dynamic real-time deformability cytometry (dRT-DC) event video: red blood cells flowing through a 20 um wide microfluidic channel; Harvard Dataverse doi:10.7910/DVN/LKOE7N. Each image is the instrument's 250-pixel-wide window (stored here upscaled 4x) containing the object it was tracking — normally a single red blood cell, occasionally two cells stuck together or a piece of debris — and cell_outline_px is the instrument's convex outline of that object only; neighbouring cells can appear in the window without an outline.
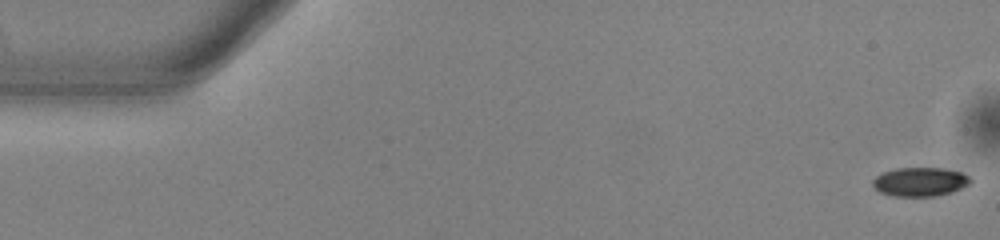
{"species": "common noctule bat (a hibernating species)", "species_latin": "Nyctalus noctula", "temperature_condition": "warm", "stored_images_in_passage": 53, "camera_frame_rate_fps": 3000, "um_per_image_px": 0.085, "animal": {"sex": "male", "body_mass_g": 13.0, "forearm_length_mm": 53.1}, "frame": {"image": 1, "passage_image": 1, "time_ms": 0.0, "image_size_px": [1000, 240], "cell_outline_px": [[972, 180], [968, 184], [952, 192], [936, 196], [892, 196], [880, 192], [872, 184], [872, 180], [876, 176], [884, 172], [896, 168], [944, 168], [964, 172]], "centroid_in_image_um": [78.21, 15.45], "position_along_channel_um": 6.8, "area_um2": 16.47}}
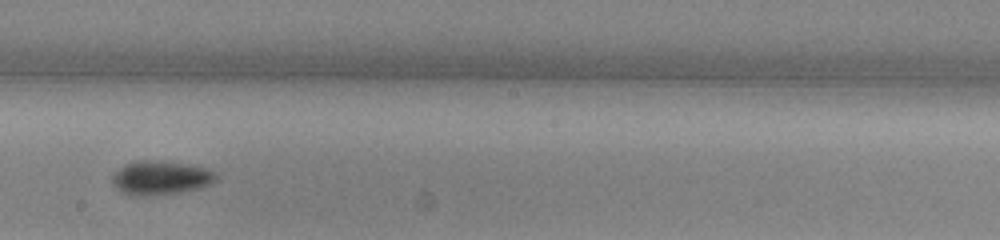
{"frame": {"image": 2, "passage_image": 30, "time_ms": 9.667, "image_size_px": [1000, 240], "cell_outline_px": [[220, 172], [216, 180], [212, 184], [204, 188], [180, 192], [148, 196], [132, 196], [120, 192], [112, 184], [112, 176], [124, 164], [136, 160], [168, 160], [196, 164]], "centroid_in_image_um": [13.74, 15.09], "position_along_channel_um": 234.5, "area_um2": 21.56}}
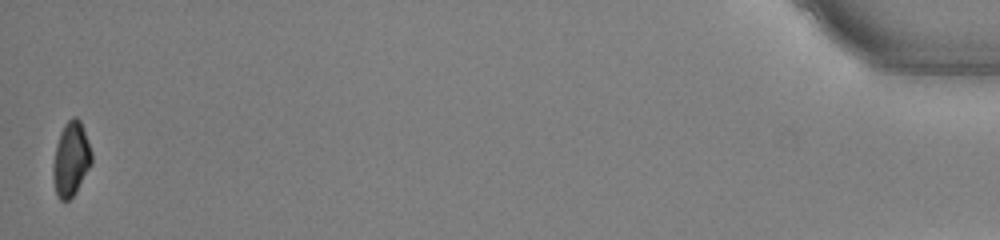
{"frame": {"image": 3, "passage_image": 53, "time_ms": 17.333, "image_size_px": [1000, 240], "cell_outline_px": [[92, 164], [76, 192], [68, 200], [60, 200], [56, 196], [52, 176], [52, 164], [56, 144], [60, 132], [64, 124], [72, 116], [76, 116], [80, 120], [92, 152]], "centroid_in_image_um": [6.02, 13.53], "position_along_channel_um": 429.2, "area_um2": 16.94}, "authors_computed_cell_mechanics": {"area_um2": 18.4382, "velocity_mm_per_s": 3.8576, "shape_relaxation_time_tau1_ms": 2.0099, "shape_relaxation_time_tau2_ms": null, "deformation_change_tau1": 0.0931, "deformation_change_tau2": null}}